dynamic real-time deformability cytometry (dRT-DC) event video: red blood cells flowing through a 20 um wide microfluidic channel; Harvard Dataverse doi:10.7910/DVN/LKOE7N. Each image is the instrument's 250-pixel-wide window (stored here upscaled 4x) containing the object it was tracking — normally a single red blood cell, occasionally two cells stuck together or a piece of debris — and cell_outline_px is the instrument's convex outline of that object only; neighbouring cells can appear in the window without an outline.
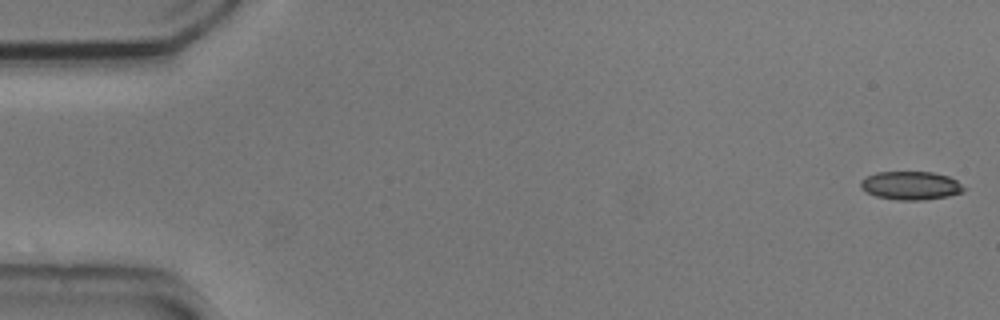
{"species": "common noctule bat (a hibernating species)", "species_latin": "Nyctalus noctula", "temperature_condition": "cold", "stored_images_in_passage": 54, "camera_frame_rate_fps": 3000, "um_per_image_px": 0.085, "animal": {"sex": "male", "body_mass_g": 20.5, "forearm_length_mm": 52.5}, "frame": {"image": 1, "passage_image": 1, "time_ms": 0.0, "image_size_px": [1000, 320], "cell_outline_px": [[968, 188], [964, 192], [948, 196], [920, 200], [896, 200], [876, 196], [860, 188], [860, 180], [876, 172], [932, 172], [948, 176], [956, 180]], "centroid_in_image_um": [77.44, 15.77], "position_along_channel_um": 7.6, "area_um2": 17.17}}
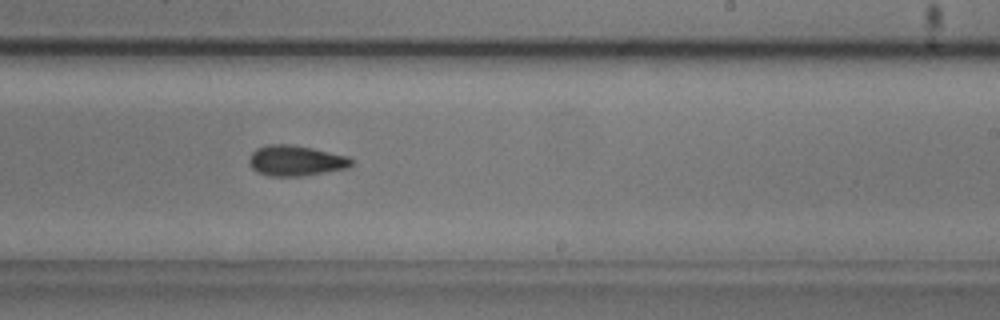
{"frame": {"image": 2, "passage_image": 33, "time_ms": 10.667, "image_size_px": [1000, 320], "cell_outline_px": [[352, 164], [348, 168], [300, 176], [268, 176], [256, 172], [252, 168], [248, 160], [252, 152], [256, 148], [268, 144], [288, 144], [312, 148], [348, 156], [352, 160]], "centroid_in_image_um": [25.1, 13.65], "position_along_channel_um": 263.9, "area_um2": 18.15}}
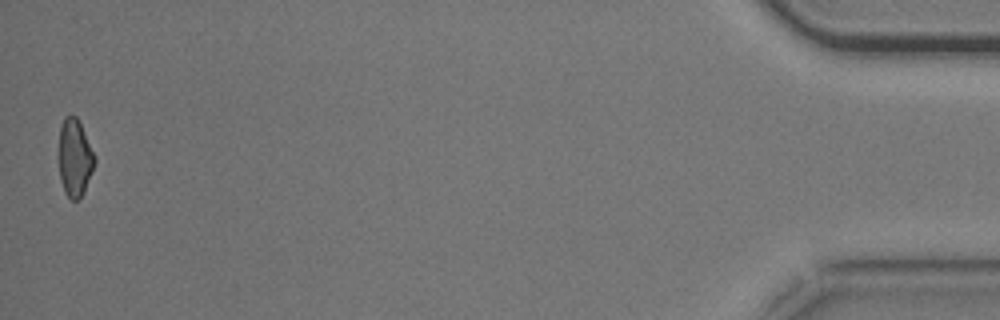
{"frame": {"image": 3, "passage_image": 54, "time_ms": 17.667, "image_size_px": [1000, 320], "cell_outline_px": [[96, 160], [92, 172], [84, 192], [76, 200], [72, 200], [64, 192], [60, 180], [56, 156], [60, 124], [64, 116], [76, 116], [96, 156]], "centroid_in_image_um": [6.3, 13.4], "position_along_channel_um": 428.9, "area_um2": 16.76}, "authors_computed_cell_mechanics": {"area_um2": 17.8313, "velocity_mm_per_s": 3.6892, "shape_relaxation_time_tau1_ms": null, "shape_relaxation_time_tau2_ms": 7.7166, "deformation_change_tau1": null, "deformation_change_tau2": 0.1368}}